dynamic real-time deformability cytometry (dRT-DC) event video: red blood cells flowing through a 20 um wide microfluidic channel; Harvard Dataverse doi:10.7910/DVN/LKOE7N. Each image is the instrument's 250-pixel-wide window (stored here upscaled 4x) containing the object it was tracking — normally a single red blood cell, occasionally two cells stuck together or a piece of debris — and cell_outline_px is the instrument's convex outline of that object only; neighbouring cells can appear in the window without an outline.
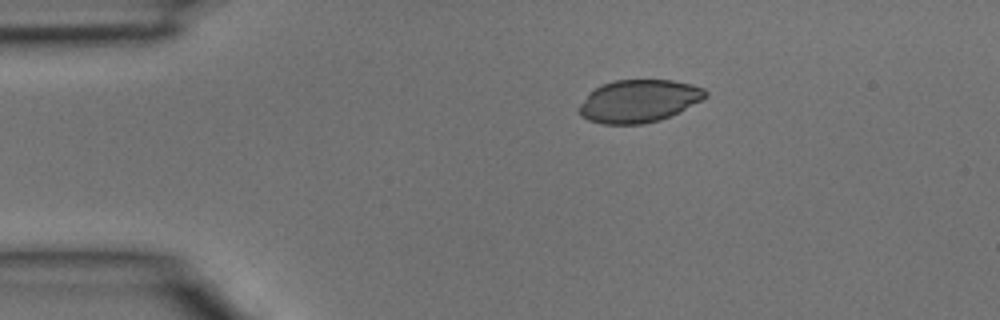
{"species": "common noctule bat (a hibernating species)", "species_latin": "Nyctalus noctula", "temperature_condition": "room temperature", "stored_images_in_passage": 33, "camera_frame_rate_fps": 3000, "um_per_image_px": 0.085, "animal": {"sex": "male", "body_mass_g": 15.6}, "frame": {"image": 1, "passage_image": 1, "time_ms": 0.0, "image_size_px": [1000, 320], "cell_outline_px": [[708, 96], [680, 112], [660, 120], [644, 124], [604, 124], [588, 120], [580, 116], [576, 112], [576, 108], [600, 84], [616, 80], [672, 80], [704, 88], [708, 92]], "centroid_in_image_um": [54.29, 8.6], "position_along_channel_um": 30.7, "area_um2": 31.44}}
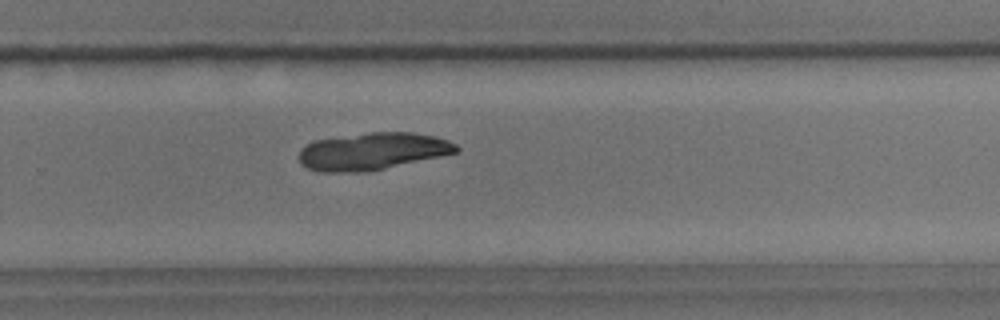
{"frame": {"image": 2, "passage_image": 20, "time_ms": 6.333, "image_size_px": [1000, 320], "cell_outline_px": [[460, 148], [456, 152], [440, 156], [368, 172], [320, 172], [308, 168], [300, 164], [300, 148], [316, 140], [372, 132], [412, 132], [432, 136], [448, 140], [456, 144]], "centroid_in_image_um": [31.65, 12.87], "position_along_channel_um": 298.1, "area_um2": 33.87}}
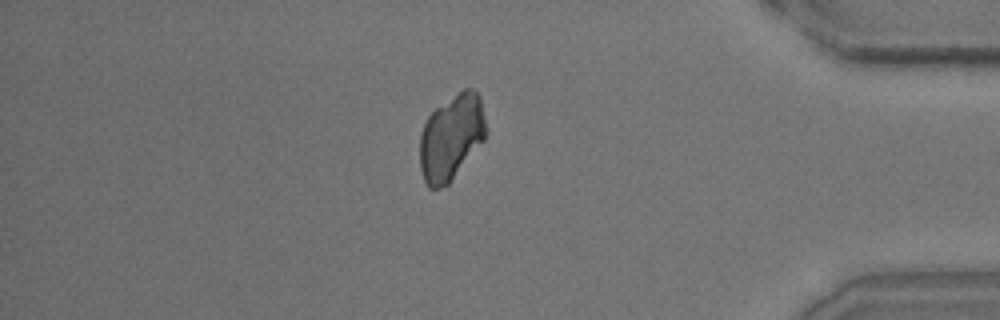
{"frame": {"image": 3, "passage_image": 28, "time_ms": 9.0, "image_size_px": [1000, 320], "cell_outline_px": [[484, 140], [448, 184], [440, 188], [428, 188], [424, 180], [420, 168], [420, 132], [428, 116], [436, 108], [464, 88], [472, 88], [480, 96], [484, 120]], "centroid_in_image_um": [38.33, 11.68], "position_along_channel_um": 396.9, "area_um2": 32.54}}